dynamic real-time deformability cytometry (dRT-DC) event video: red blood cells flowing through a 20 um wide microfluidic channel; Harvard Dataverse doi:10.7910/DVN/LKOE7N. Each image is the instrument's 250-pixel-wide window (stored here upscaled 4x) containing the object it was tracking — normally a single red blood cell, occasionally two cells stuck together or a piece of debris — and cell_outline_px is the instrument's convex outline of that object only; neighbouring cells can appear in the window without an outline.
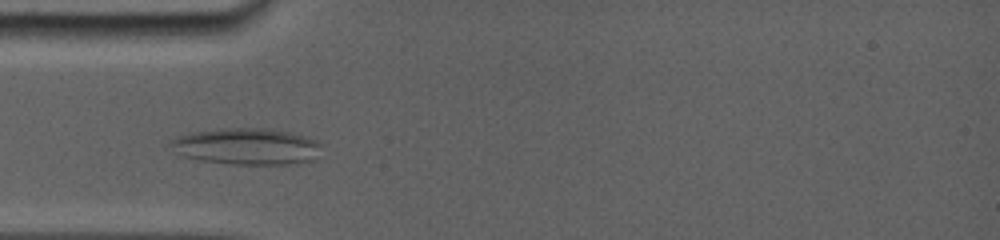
{"species": "common noctule bat (a hibernating species)", "species_latin": "Nyctalus noctula", "temperature_condition": "room temperature", "stored_images_in_passage": 23, "camera_frame_rate_fps": 5000, "um_per_image_px": 0.085, "animal": {"sex": "female", "body_mass_g": 19.0, "forearm_length_mm": 56.7}, "frame": {"image": 1, "passage_image": 7, "time_ms": 3.8, "image_size_px": [1000, 240], "cell_outline_px": [[316, 144], [312, 160], [288, 164], [232, 164], [200, 160], [184, 156], [176, 140], [184, 136], [200, 132], [272, 132], [292, 136]], "centroid_in_image_um": [20.95, 12.57], "position_along_channel_um": 64.0, "area_um2": 27.34}}
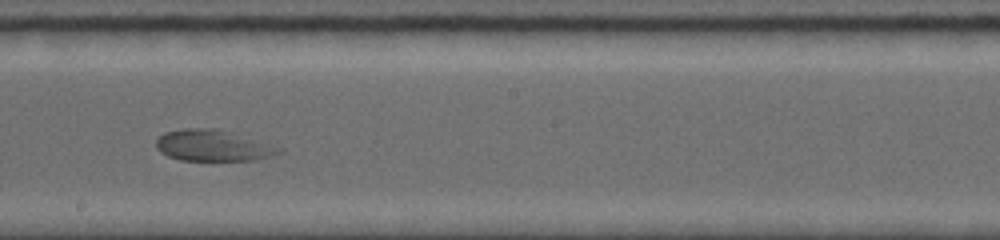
{"frame": {"image": 2, "passage_image": 14, "time_ms": 8.4, "image_size_px": [1000, 240], "cell_outline_px": [[284, 152], [256, 160], [180, 160], [168, 156], [160, 152], [156, 148], [156, 140], [164, 132], [184, 128], [216, 128], [284, 148]], "centroid_in_image_um": [18.09, 12.37], "position_along_channel_um": 230.1, "area_um2": 22.31}}
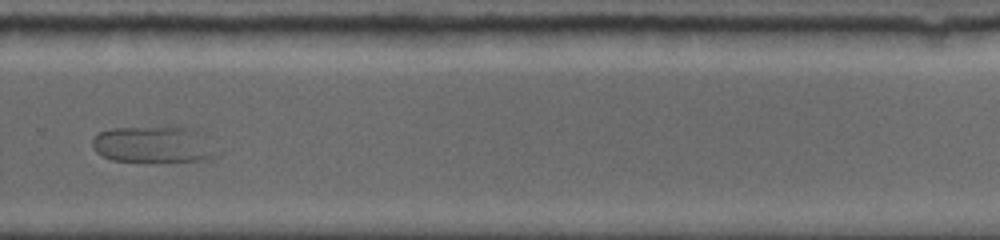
{"frame": {"image": 3, "passage_image": 18, "time_ms": 10.8, "image_size_px": [1000, 240], "cell_outline_px": [[220, 152], [216, 156], [204, 160], [152, 164], [112, 160], [96, 152], [92, 148], [92, 140], [100, 132], [112, 128], [172, 124], [180, 124], [200, 128], [204, 132]], "centroid_in_image_um": [13.18, 12.26], "position_along_channel_um": 316.6, "area_um2": 28.9}}